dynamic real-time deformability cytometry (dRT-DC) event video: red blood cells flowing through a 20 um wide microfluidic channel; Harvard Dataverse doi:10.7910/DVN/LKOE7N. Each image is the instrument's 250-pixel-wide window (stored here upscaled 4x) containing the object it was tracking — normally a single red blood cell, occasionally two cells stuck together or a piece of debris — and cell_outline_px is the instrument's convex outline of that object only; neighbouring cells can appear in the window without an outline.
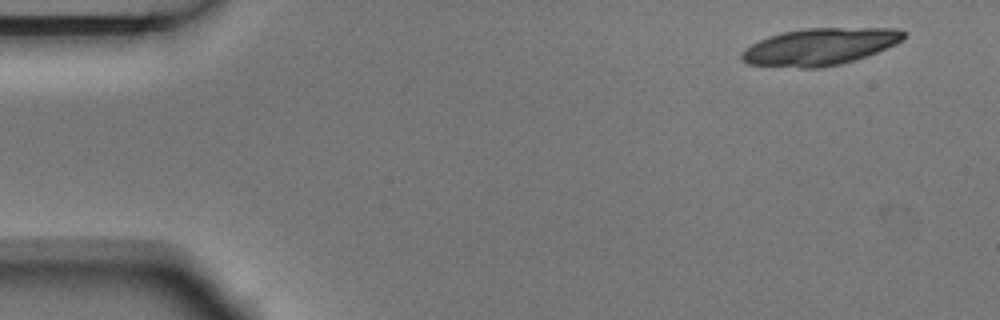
{"species": "Egyptian fruit bat (a non-hibernating species)", "species_latin": "Rousettus aegyptiacus", "temperature_condition": "room temperature", "stored_images_in_passage": 5, "segment_of_instrument_passage": [1, 2], "camera_frame_rate_fps": 3000, "um_per_image_px": 0.085, "animal": {"sex": "male"}, "frame": {"image": 1, "passage_image": 1, "time_ms": 0.0, "image_size_px": [1000, 320], "cell_outline_px": [[908, 36], [904, 40], [896, 44], [876, 52], [840, 64], [820, 68], [800, 68], [748, 64], [740, 56], [740, 52], [744, 48], [768, 36], [784, 32], [804, 28], [896, 28], [908, 32]], "centroid_in_image_um": [69.71, 3.96], "position_along_channel_um": 15.3, "area_um2": 34.97}}